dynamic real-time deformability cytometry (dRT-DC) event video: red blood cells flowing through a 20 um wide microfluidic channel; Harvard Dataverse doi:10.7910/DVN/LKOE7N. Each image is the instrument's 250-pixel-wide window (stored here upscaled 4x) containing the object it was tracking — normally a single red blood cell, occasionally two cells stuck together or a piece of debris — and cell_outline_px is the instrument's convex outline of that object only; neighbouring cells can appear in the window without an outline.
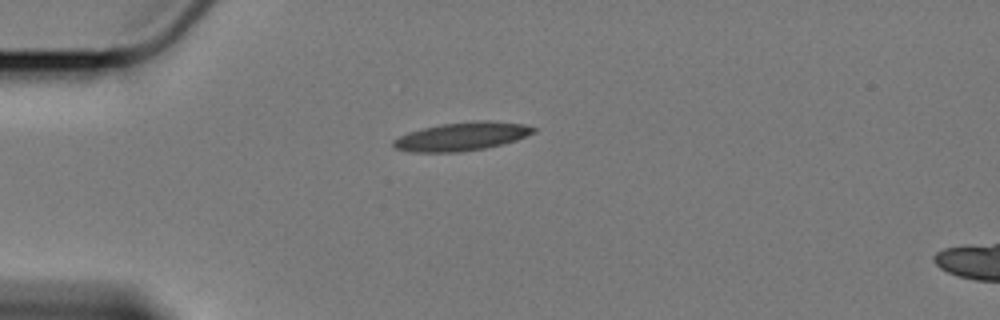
{"species": "Egyptian fruit bat (a non-hibernating species)", "species_latin": "Rousettus aegyptiacus", "temperature_condition": "cold", "stored_images_in_passage": 5, "camera_frame_rate_fps": 3000, "um_per_image_px": 0.085, "animal": {"sex": "female"}, "frame": {"image": 1, "passage_image": 1, "time_ms": 0.0, "image_size_px": [1000, 320], "cell_outline_px": [[536, 132], [516, 140], [484, 148], [456, 152], [412, 152], [396, 148], [392, 144], [392, 140], [408, 132], [440, 124], [472, 120], [492, 120], [524, 124], [536, 128]], "centroid_in_image_um": [39.27, 11.58], "position_along_channel_um": 45.7, "area_um2": 23.18}}